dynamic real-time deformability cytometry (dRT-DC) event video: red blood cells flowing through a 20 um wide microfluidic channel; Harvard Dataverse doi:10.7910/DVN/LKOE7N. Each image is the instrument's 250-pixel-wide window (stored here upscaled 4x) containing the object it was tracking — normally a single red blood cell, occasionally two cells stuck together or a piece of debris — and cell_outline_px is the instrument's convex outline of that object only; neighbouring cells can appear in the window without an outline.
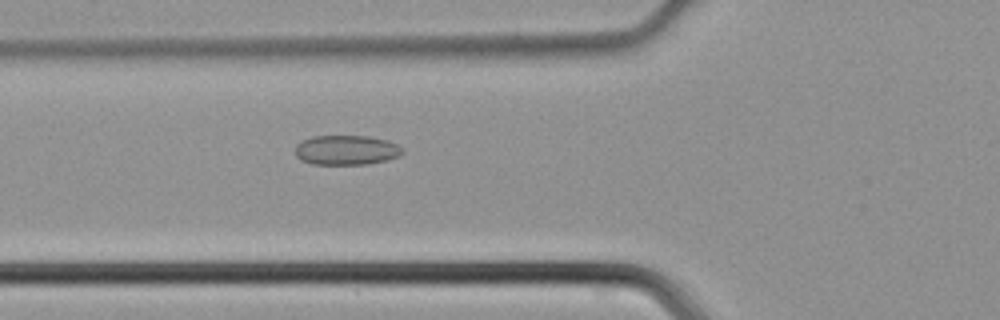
{"species": "common noctule bat (a hibernating species)", "species_latin": "Nyctalus noctula", "temperature_condition": "cold", "stored_images_in_passage": 37, "camera_frame_rate_fps": 3000, "um_per_image_px": 0.085, "animal": {"sex": "male", "body_mass_g": 21.5, "forearm_length_mm": 52.0}, "frame": {"image": 1, "passage_image": 8, "time_ms": 2.333, "image_size_px": [1000, 320], "cell_outline_px": [[404, 152], [388, 160], [368, 164], [312, 164], [300, 160], [296, 156], [296, 144], [312, 136], [368, 136], [388, 140], [404, 148]], "centroid_in_image_um": [29.45, 12.76], "position_along_channel_um": 96.4, "area_um2": 18.61}}
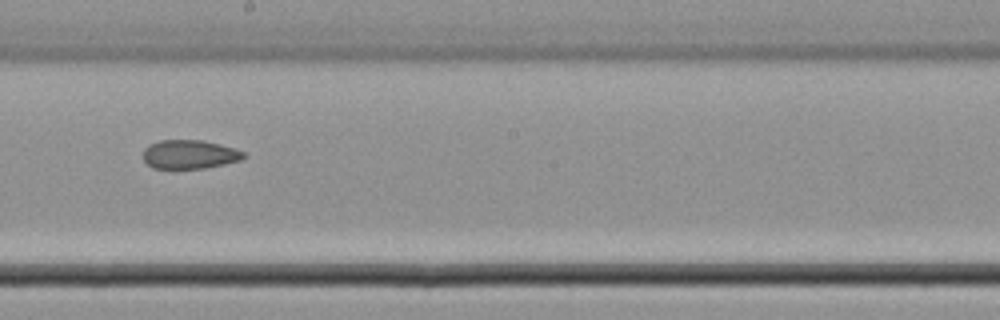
{"frame": {"image": 2, "passage_image": 17, "time_ms": 5.333, "image_size_px": [1000, 320], "cell_outline_px": [[248, 156], [240, 160], [224, 164], [204, 168], [152, 168], [144, 160], [144, 148], [160, 140], [204, 140], [236, 148], [244, 152]], "centroid_in_image_um": [16.16, 13.11], "position_along_channel_um": 232.0, "area_um2": 16.88}}
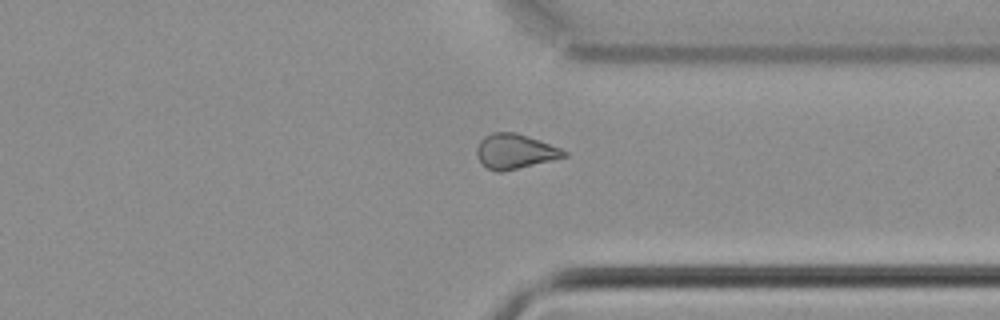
{"frame": {"image": 3, "passage_image": 26, "time_ms": 8.333, "image_size_px": [1000, 320], "cell_outline_px": [[568, 156], [552, 160], [500, 172], [496, 172], [488, 168], [480, 160], [476, 152], [476, 148], [480, 140], [484, 136], [492, 132], [512, 132], [540, 140], [560, 148], [568, 152]], "centroid_in_image_um": [43.77, 12.86], "position_along_channel_um": 367.6, "area_um2": 17.46}}